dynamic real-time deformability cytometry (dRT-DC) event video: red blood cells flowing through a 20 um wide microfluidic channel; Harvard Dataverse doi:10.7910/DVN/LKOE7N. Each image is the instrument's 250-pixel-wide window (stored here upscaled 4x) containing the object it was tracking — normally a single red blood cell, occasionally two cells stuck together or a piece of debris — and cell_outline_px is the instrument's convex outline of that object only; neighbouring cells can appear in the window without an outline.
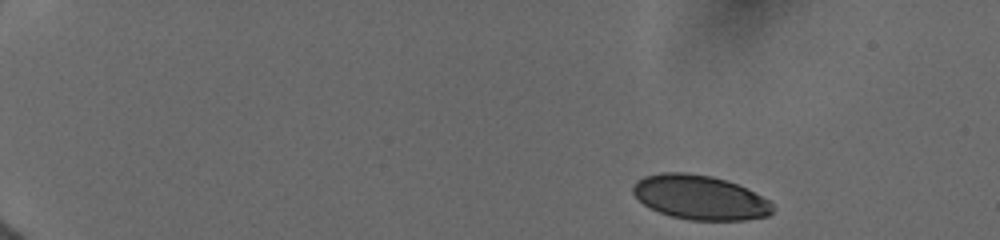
{"species": "human", "species_latin": "Homo sapiens", "temperature_condition": "cold", "stored_images_in_passage": 14, "camera_frame_rate_fps": 3000, "um_per_image_px": 0.085, "donor": {"sex": "female"}, "frame": {"image": 1, "passage_image": 1, "time_ms": 0.0, "image_size_px": [1000, 240], "cell_outline_px": [[776, 208], [768, 216], [744, 220], [688, 220], [672, 216], [660, 212], [644, 204], [632, 192], [632, 188], [636, 180], [644, 176], [660, 172], [684, 172], [712, 176], [736, 184], [768, 200]], "centroid_in_image_um": [59.48, 16.78], "position_along_channel_um": 25.5, "area_um2": 35.89}}
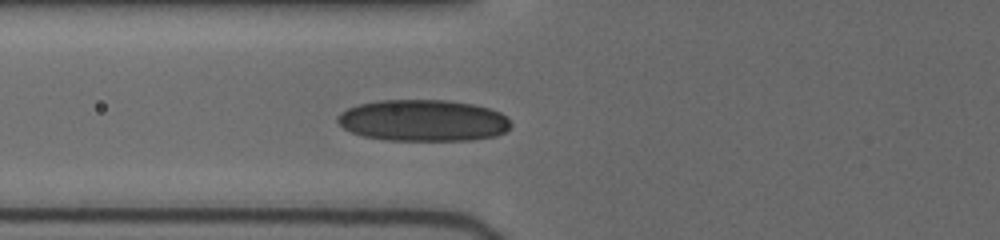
{"frame": {"image": 2, "passage_image": 10, "time_ms": 5.0, "image_size_px": [1000, 240], "cell_outline_px": [[512, 124], [504, 132], [496, 136], [472, 140], [384, 140], [364, 136], [352, 132], [344, 128], [336, 120], [336, 116], [340, 112], [348, 108], [360, 104], [380, 100], [448, 100], [472, 104], [488, 108], [500, 112], [508, 116]], "centroid_in_image_um": [35.98, 10.24], "position_along_channel_um": 89.8, "area_um2": 42.08}}
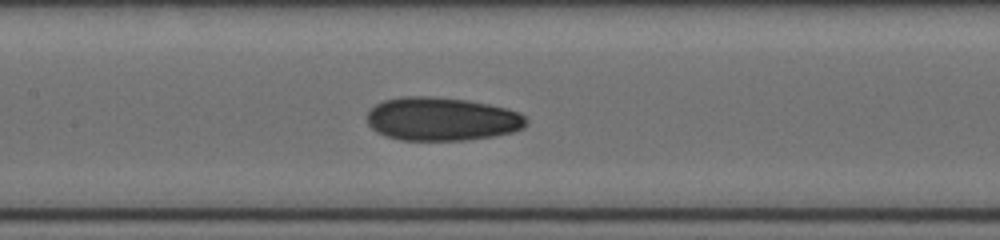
{"frame": {"image": 3, "passage_image": 14, "time_ms": 7.0, "image_size_px": [1000, 240], "cell_outline_px": [[528, 120], [524, 128], [512, 132], [492, 136], [468, 140], [400, 140], [376, 132], [368, 124], [368, 108], [384, 100], [400, 96], [432, 96], [468, 100], [508, 108], [520, 112]], "centroid_in_image_um": [37.55, 10.1], "position_along_channel_um": 169.8, "area_um2": 40.58}}